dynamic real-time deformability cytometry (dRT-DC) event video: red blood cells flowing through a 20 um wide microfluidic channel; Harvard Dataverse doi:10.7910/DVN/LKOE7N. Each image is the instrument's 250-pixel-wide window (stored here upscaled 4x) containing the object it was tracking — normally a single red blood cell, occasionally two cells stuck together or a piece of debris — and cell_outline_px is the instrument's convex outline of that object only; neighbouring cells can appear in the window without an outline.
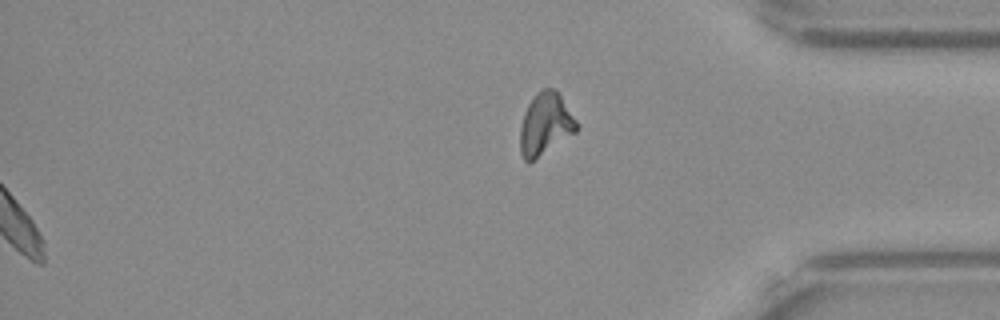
{"species": "Egyptian fruit bat (a non-hibernating species)", "species_latin": "Rousettus aegyptiacus", "temperature_condition": "warm", "stored_images_in_passage": 49, "segment_of_instrument_passage": [2, 2], "camera_frame_rate_fps": 3000, "um_per_image_px": 0.085, "frame": {"image": 1, "passage_image": 49, "time_ms": 16.0, "image_size_px": [1000, 320], "cell_outline_px": [[576, 132], [528, 164], [524, 160], [520, 152], [520, 128], [524, 112], [528, 104], [536, 92], [544, 88], [556, 88], [576, 120]], "centroid_in_image_um": [46.33, 10.55], "position_along_channel_um": 388.9, "area_um2": 20.4}}